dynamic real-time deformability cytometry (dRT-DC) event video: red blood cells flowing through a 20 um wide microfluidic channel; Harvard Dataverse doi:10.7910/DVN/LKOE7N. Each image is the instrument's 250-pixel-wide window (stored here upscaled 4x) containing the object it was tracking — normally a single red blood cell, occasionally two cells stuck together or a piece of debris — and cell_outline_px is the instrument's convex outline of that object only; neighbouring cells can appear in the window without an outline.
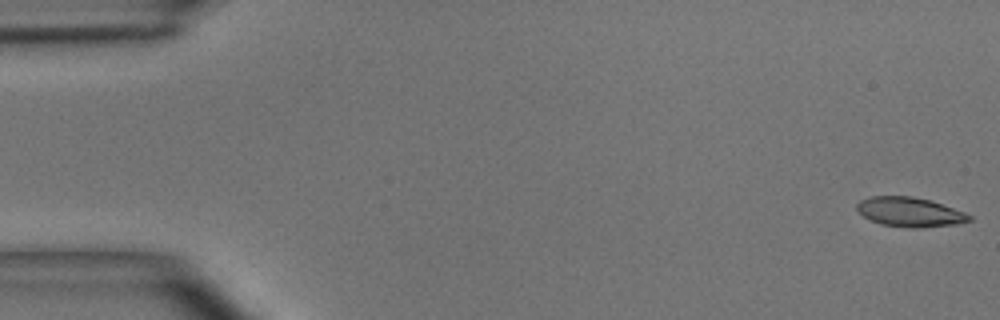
{"species": "common noctule bat (a hibernating species)", "species_latin": "Nyctalus noctula", "temperature_condition": "room temperature", "stored_images_in_passage": 49, "camera_frame_rate_fps": 3000, "um_per_image_px": 0.085, "animal": {"sex": "male", "body_mass_g": 15.6}, "frame": {"image": 1, "passage_image": 1, "time_ms": 0.0, "image_size_px": [1000, 320], "cell_outline_px": [[972, 220], [956, 224], [920, 228], [912, 228], [880, 224], [864, 216], [856, 208], [856, 204], [860, 200], [868, 196], [912, 196], [928, 200], [964, 212], [972, 216]], "centroid_in_image_um": [77.31, 18.02], "position_along_channel_um": 7.7, "area_um2": 19.13}}
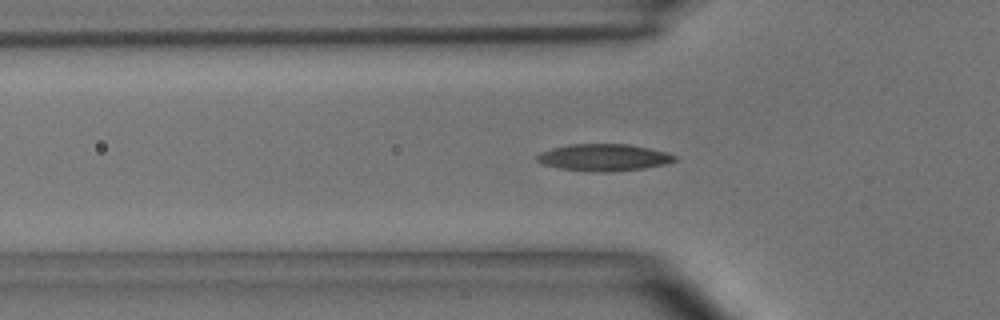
{"frame": {"image": 2, "passage_image": 16, "time_ms": 5.0, "image_size_px": [1000, 320], "cell_outline_px": [[676, 160], [664, 164], [644, 168], [604, 172], [596, 172], [560, 168], [544, 164], [536, 160], [536, 156], [540, 152], [552, 148], [568, 144], [628, 144], [648, 148], [664, 152], [676, 156]], "centroid_in_image_um": [51.28, 13.38], "position_along_channel_um": 74.5, "area_um2": 21.33}}
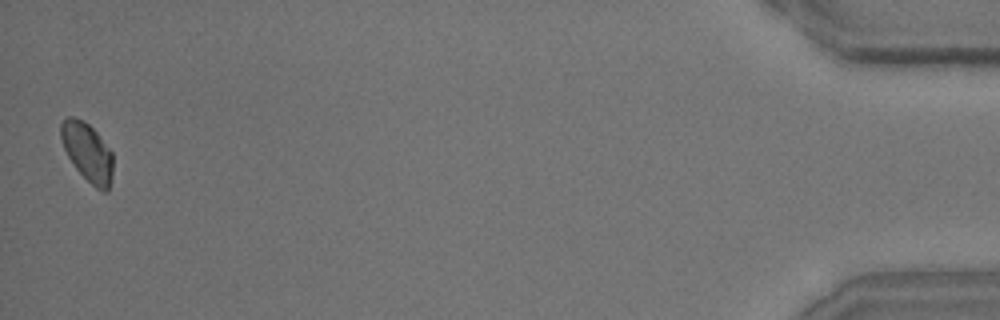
{"frame": {"image": 3, "passage_image": 49, "time_ms": 16.0, "image_size_px": [1000, 320], "cell_outline_px": [[112, 176], [108, 192], [104, 192], [96, 188], [76, 168], [68, 156], [64, 148], [60, 136], [60, 124], [68, 116], [72, 116], [84, 120], [96, 132], [112, 152]], "centroid_in_image_um": [7.43, 12.92], "position_along_channel_um": 427.8, "area_um2": 17.57}, "authors_computed_cell_mechanics": {"area_um2": 19.2474, "velocity_mm_per_s": 4.0266, "shape_relaxation_time_tau1_ms": 5.7322, "shape_relaxation_time_tau2_ms": 4.1402, "deformation_change_tau1": 0.1512, "deformation_change_tau2": 0.0962}}